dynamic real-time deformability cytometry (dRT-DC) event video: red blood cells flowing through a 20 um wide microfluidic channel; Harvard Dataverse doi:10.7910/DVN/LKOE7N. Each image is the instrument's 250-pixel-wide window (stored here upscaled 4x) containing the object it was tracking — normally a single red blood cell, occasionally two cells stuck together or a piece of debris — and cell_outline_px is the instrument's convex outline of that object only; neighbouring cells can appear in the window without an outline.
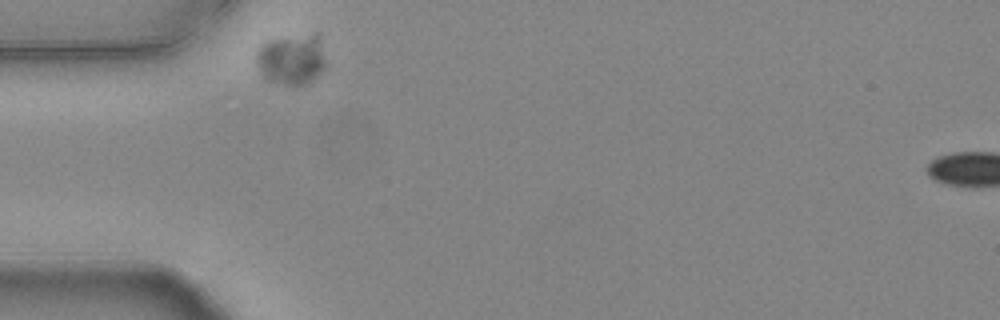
{"species": "common noctule bat (a hibernating species)", "species_latin": "Nyctalus noctula", "temperature_condition": "warm", "stored_images_in_passage": 36, "camera_frame_rate_fps": 3000, "um_per_image_px": 0.085, "animal": {"sex": "female", "body_mass_g": 24.6, "forearm_length_mm": 56.2}, "frame": {"image": 1, "passage_image": 1, "time_ms": 0.0, "image_size_px": [1000, 320], "cell_outline_px": [[324, 68], [316, 76], [304, 84], [284, 84], [264, 80], [256, 64], [256, 52], [260, 44], [268, 40], [316, 32], [320, 32], [324, 60]], "centroid_in_image_um": [24.75, 5.0], "position_along_channel_um": 60.3, "area_um2": 20.69}}
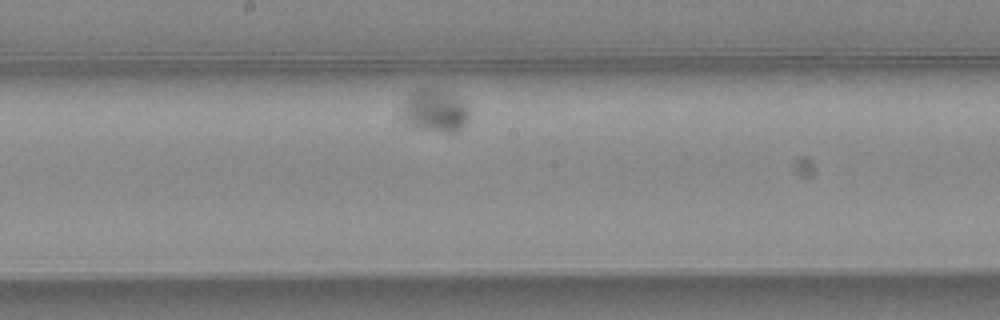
{"frame": {"image": 2, "passage_image": 16, "time_ms": 5.0, "image_size_px": [1000, 320], "cell_outline_px": [[472, 116], [468, 124], [460, 132], [440, 132], [416, 128], [404, 124], [400, 116], [400, 112], [404, 100], [416, 88], [436, 88], [456, 96], [468, 108]], "centroid_in_image_um": [36.96, 9.44], "position_along_channel_um": 211.2, "area_um2": 17.57}}
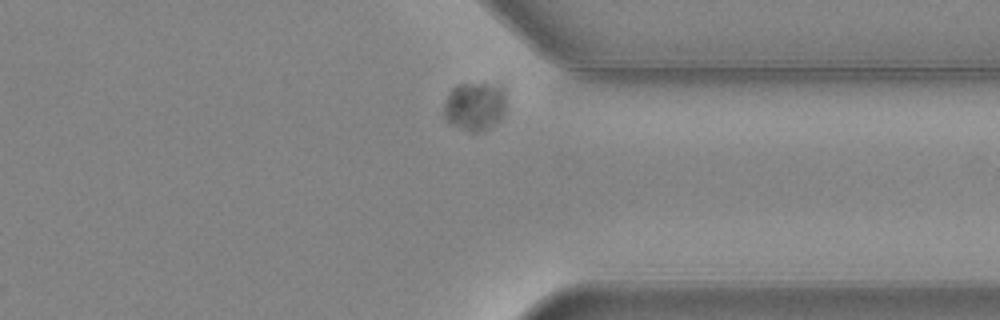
{"frame": {"image": 3, "passage_image": 31, "time_ms": 10.0, "image_size_px": [1000, 320], "cell_outline_px": [[508, 108], [496, 124], [476, 132], [472, 132], [452, 124], [444, 116], [444, 104], [452, 88], [460, 84], [484, 80], [504, 84], [508, 88]], "centroid_in_image_um": [40.5, 8.91], "position_along_channel_um": 370.9, "area_um2": 18.73}}